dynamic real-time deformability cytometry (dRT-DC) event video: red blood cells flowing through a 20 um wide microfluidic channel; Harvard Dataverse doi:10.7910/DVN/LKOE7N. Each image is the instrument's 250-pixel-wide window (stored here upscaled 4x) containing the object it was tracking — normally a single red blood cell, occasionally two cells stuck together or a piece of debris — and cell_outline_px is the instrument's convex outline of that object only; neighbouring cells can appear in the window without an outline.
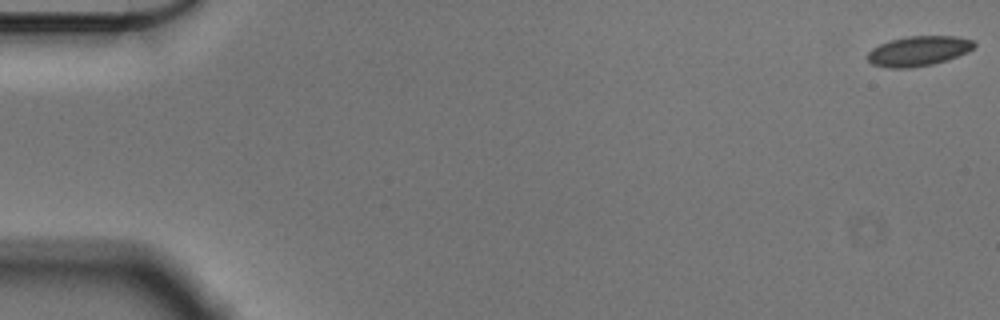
{"species": "Egyptian fruit bat (a non-hibernating species)", "species_latin": "Rousettus aegyptiacus", "temperature_condition": "cold", "stored_images_in_passage": 54, "camera_frame_rate_fps": 3000, "um_per_image_px": 0.085, "animal": {"sex": "male"}, "frame": {"image": 1, "passage_image": 1, "time_ms": 0.0, "image_size_px": [1000, 320], "cell_outline_px": [[976, 44], [968, 52], [932, 64], [908, 68], [888, 68], [872, 64], [868, 60], [868, 52], [872, 48], [880, 44], [892, 40], [908, 36], [956, 36], [972, 40]], "centroid_in_image_um": [78.05, 4.33], "position_along_channel_um": 6.9, "area_um2": 18.32}}
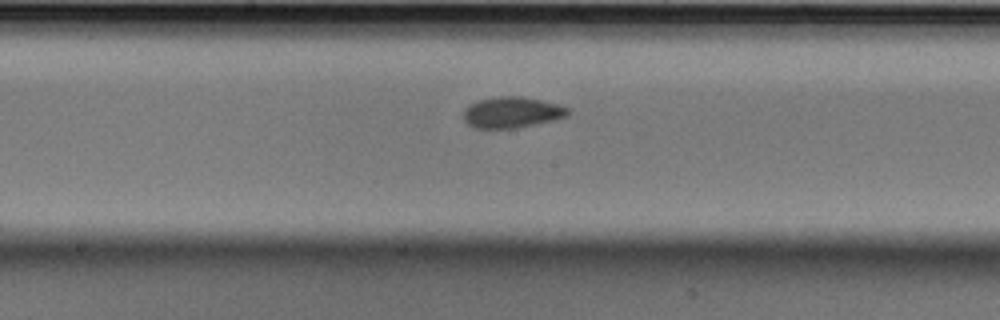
{"frame": {"image": 2, "passage_image": 30, "time_ms": 9.667, "image_size_px": [1000, 320], "cell_outline_px": [[568, 116], [552, 120], [516, 128], [472, 128], [464, 120], [464, 108], [480, 100], [500, 96], [524, 96], [560, 104], [568, 108]], "centroid_in_image_um": [43.52, 9.55], "position_along_channel_um": 204.7, "area_um2": 18.79}}
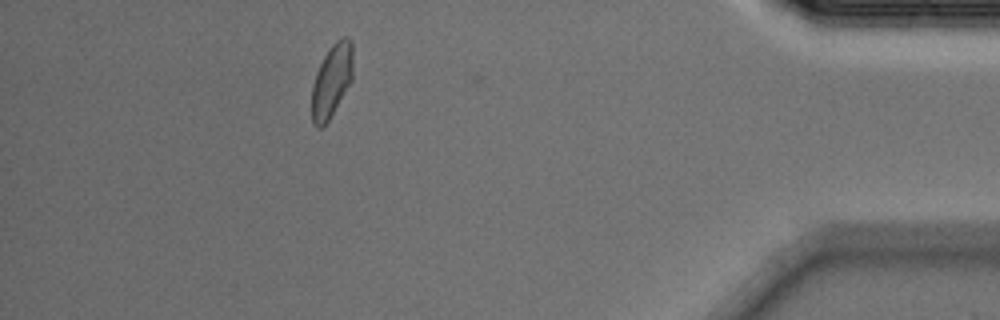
{"frame": {"image": 3, "passage_image": 51, "time_ms": 16.667, "image_size_px": [1000, 320], "cell_outline_px": [[352, 80], [328, 120], [320, 128], [316, 128], [312, 124], [312, 84], [316, 72], [328, 48], [336, 40], [344, 36], [348, 36], [352, 40]], "centroid_in_image_um": [28.19, 6.82], "position_along_channel_um": 407.0, "area_um2": 17.51}, "authors_computed_cell_mechanics": {"area_um2": 18.6405, "velocity_mm_per_s": 3.5705, "shape_relaxation_time_tau1_ms": 4.7722, "shape_relaxation_time_tau2_ms": 1.3095, "deformation_change_tau1": 0.0817, "deformation_change_tau2": 0.0643}}